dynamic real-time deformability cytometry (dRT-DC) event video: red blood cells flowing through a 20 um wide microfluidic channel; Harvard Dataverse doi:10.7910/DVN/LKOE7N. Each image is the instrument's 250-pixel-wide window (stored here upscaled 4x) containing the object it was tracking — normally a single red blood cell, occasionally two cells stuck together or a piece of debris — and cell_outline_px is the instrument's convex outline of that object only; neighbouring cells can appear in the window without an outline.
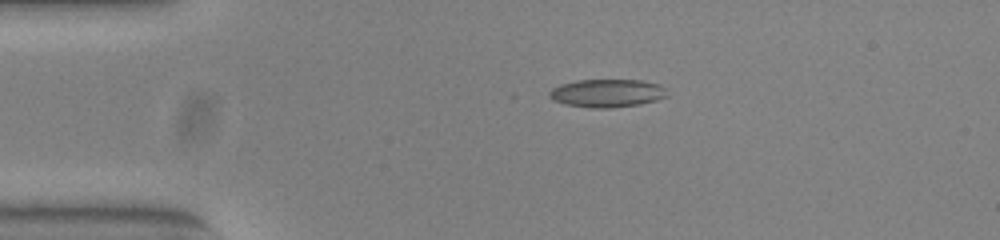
{"species": "common noctule bat (a hibernating species)", "species_latin": "Nyctalus noctula", "temperature_condition": "warm", "stored_images_in_passage": 43, "camera_frame_rate_fps": 3000, "um_per_image_px": 0.085, "animal": {"sex": "female", "body_mass_g": 23.0, "forearm_length_mm": 53.4}, "frame": {"image": 1, "passage_image": 1, "time_ms": 0.0, "image_size_px": [1000, 240], "cell_outline_px": [[668, 96], [656, 100], [640, 104], [608, 108], [592, 108], [568, 104], [552, 100], [548, 96], [548, 92], [552, 88], [560, 84], [576, 80], [640, 80], [660, 84], [664, 88]], "centroid_in_image_um": [51.59, 7.91], "position_along_channel_um": 33.4, "area_um2": 19.25}}
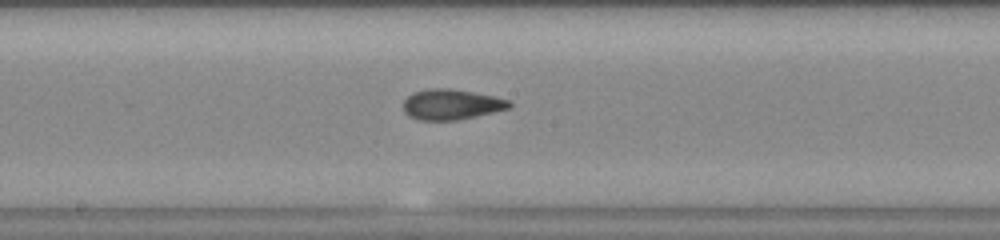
{"frame": {"image": 2, "passage_image": 18, "time_ms": 5.667, "image_size_px": [1000, 240], "cell_outline_px": [[512, 104], [508, 108], [476, 116], [456, 120], [420, 120], [408, 116], [404, 112], [404, 100], [412, 92], [428, 88], [452, 88], [492, 96], [508, 100]], "centroid_in_image_um": [38.31, 8.87], "position_along_channel_um": 209.9, "area_um2": 18.67}}
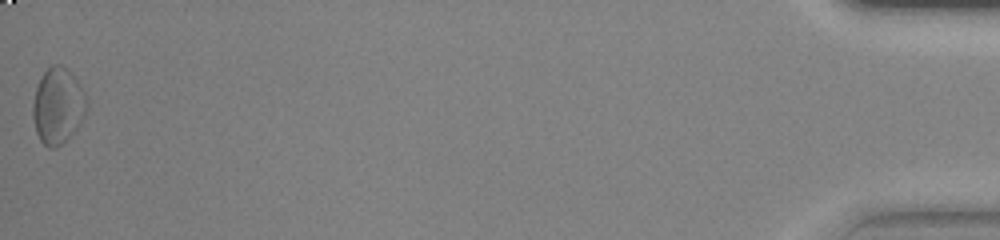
{"frame": {"image": 3, "passage_image": 43, "time_ms": 14.0, "image_size_px": [1000, 240], "cell_outline_px": [[88, 108], [80, 124], [56, 148], [48, 148], [40, 140], [36, 132], [32, 116], [32, 104], [36, 88], [44, 72], [52, 64], [60, 64], [68, 68], [72, 72], [80, 84]], "centroid_in_image_um": [4.9, 8.97], "position_along_channel_um": 430.3, "area_um2": 23.76}, "authors_computed_cell_mechanics": {"area_um2": 18.5538, "velocity_mm_per_s": 3.8694, "shape_relaxation_time_tau1_ms": 5.3507, "shape_relaxation_time_tau2_ms": 1.6825, "deformation_change_tau1": 0.1748, "deformation_change_tau2": 0.0902}}